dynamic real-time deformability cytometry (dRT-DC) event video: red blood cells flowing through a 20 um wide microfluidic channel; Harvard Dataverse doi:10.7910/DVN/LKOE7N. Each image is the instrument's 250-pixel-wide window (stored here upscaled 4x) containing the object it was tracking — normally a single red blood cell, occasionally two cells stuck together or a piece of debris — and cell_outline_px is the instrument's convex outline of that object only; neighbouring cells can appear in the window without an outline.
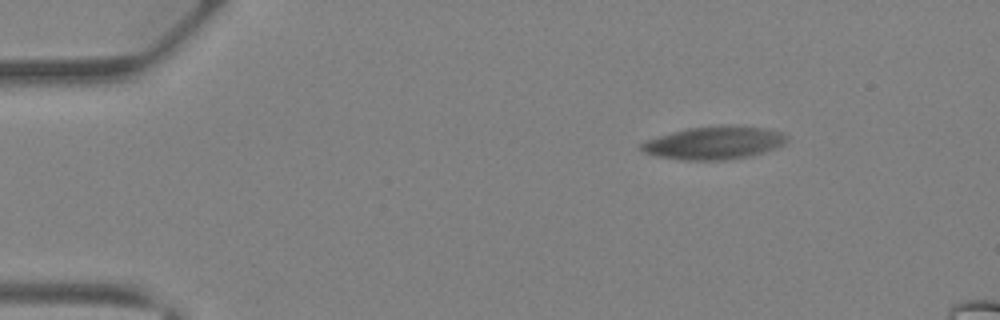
{"species": "Egyptian fruit bat (a non-hibernating species)", "species_latin": "Rousettus aegyptiacus", "temperature_condition": "warm", "stored_images_in_passage": 34, "camera_frame_rate_fps": 3000, "um_per_image_px": 0.085, "animal": {"sex": "female"}, "frame": {"image": 1, "passage_image": 1, "time_ms": 0.0, "image_size_px": [1000, 320], "cell_outline_px": [[788, 140], [784, 144], [776, 148], [764, 152], [748, 156], [724, 160], [680, 160], [656, 156], [644, 152], [640, 148], [640, 144], [648, 140], [672, 132], [688, 128], [764, 128], [780, 132], [788, 136]], "centroid_in_image_um": [60.68, 12.19], "position_along_channel_um": 24.3, "area_um2": 26.82}}
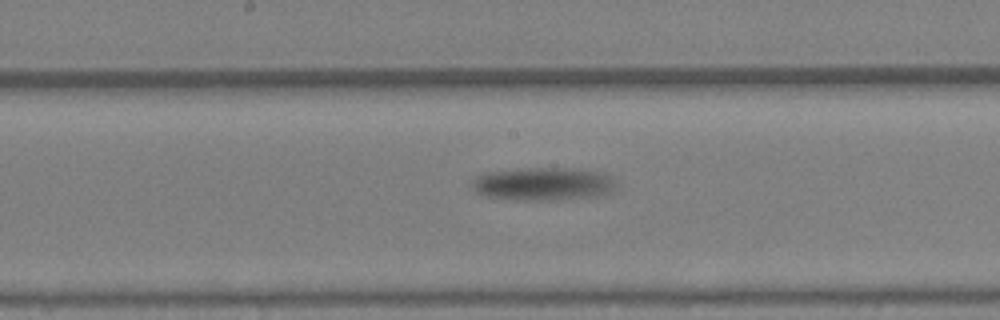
{"frame": {"image": 2, "passage_image": 20, "time_ms": 6.333, "image_size_px": [1000, 320], "cell_outline_px": [[616, 192], [604, 196], [556, 200], [516, 200], [488, 196], [476, 192], [472, 188], [472, 180], [476, 176], [484, 172], [516, 168], [580, 168], [600, 172], [608, 176], [612, 180], [616, 188]], "centroid_in_image_um": [46.2, 15.63], "position_along_channel_um": 202.0, "area_um2": 28.38}}
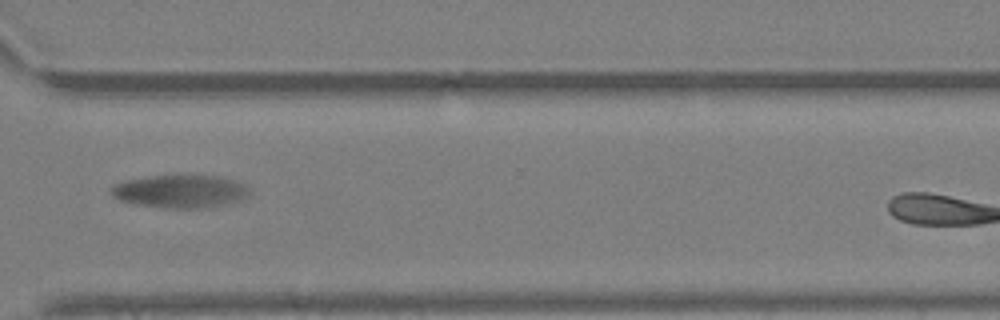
{"frame": {"image": 3, "passage_image": 31, "time_ms": 10.0, "image_size_px": [1000, 320], "cell_outline_px": [[252, 192], [248, 196], [240, 200], [228, 204], [208, 208], [164, 208], [136, 204], [120, 200], [112, 196], [112, 184], [124, 180], [148, 176], [180, 172], [224, 176], [240, 180], [248, 184]], "centroid_in_image_um": [15.42, 16.21], "position_along_channel_um": 355.2, "area_um2": 28.21}}